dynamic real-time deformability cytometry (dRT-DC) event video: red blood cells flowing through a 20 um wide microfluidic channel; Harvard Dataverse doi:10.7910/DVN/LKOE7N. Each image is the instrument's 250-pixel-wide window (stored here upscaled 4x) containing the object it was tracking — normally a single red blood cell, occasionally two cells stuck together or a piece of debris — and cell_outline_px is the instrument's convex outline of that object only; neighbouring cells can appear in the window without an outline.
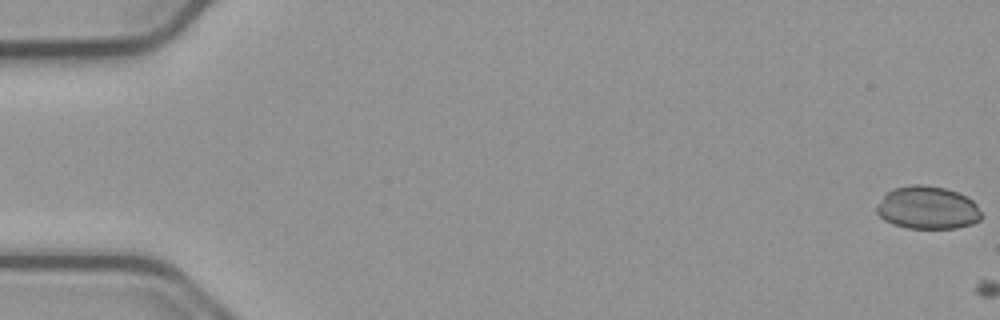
{"species": "common noctule bat (a hibernating species)", "species_latin": "Nyctalus noctula", "temperature_condition": "cold", "stored_images_in_passage": 2, "camera_frame_rate_fps": 3000, "um_per_image_px": 0.085, "animal": {"sex": "male", "body_mass_g": 23.1, "forearm_length_mm": 52.7}, "frame": {"image": 1, "passage_image": 1, "time_ms": 0.0, "image_size_px": [1000, 320], "cell_outline_px": [[984, 216], [980, 220], [972, 224], [956, 228], [908, 228], [892, 224], [884, 220], [876, 212], [876, 204], [892, 188], [912, 184], [920, 184], [944, 188], [956, 192], [972, 200], [976, 204]], "centroid_in_image_um": [78.83, 17.66], "position_along_channel_um": 6.2, "area_um2": 26.24}}